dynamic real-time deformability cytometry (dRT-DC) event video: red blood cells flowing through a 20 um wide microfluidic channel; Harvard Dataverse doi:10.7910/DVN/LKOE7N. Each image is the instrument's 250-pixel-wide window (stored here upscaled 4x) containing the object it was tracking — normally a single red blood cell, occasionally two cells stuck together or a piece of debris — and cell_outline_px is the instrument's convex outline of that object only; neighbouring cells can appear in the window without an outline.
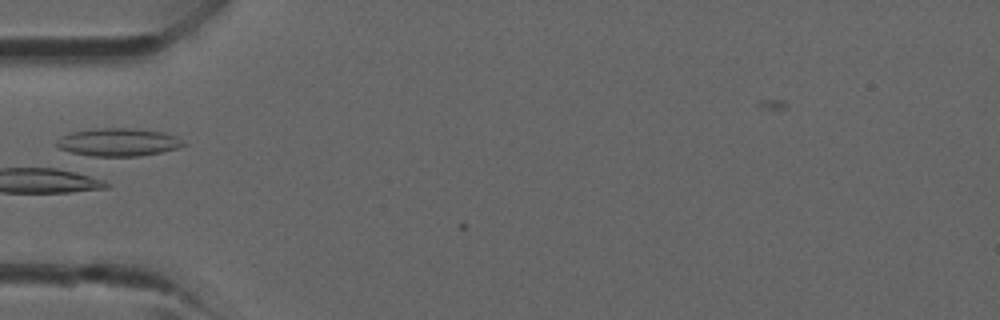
{"species": "common noctule bat (a hibernating species)", "species_latin": "Nyctalus noctula", "temperature_condition": "room temperature", "stored_images_in_passage": 2, "camera_frame_rate_fps": 3000, "um_per_image_px": 0.085, "animal": {"sex": "male", "forearm_length_mm": 52.5}, "frame": {"image": 1, "passage_image": 1, "time_ms": 0.0, "image_size_px": [1000, 320], "cell_outline_px": [[188, 144], [176, 148], [160, 152], [136, 156], [92, 156], [72, 152], [60, 148], [56, 144], [56, 140], [60, 136], [72, 132], [100, 128], [128, 128], [164, 132], [176, 136]], "centroid_in_image_um": [10.06, 12.08], "position_along_channel_um": 74.9, "area_um2": 20.4}}